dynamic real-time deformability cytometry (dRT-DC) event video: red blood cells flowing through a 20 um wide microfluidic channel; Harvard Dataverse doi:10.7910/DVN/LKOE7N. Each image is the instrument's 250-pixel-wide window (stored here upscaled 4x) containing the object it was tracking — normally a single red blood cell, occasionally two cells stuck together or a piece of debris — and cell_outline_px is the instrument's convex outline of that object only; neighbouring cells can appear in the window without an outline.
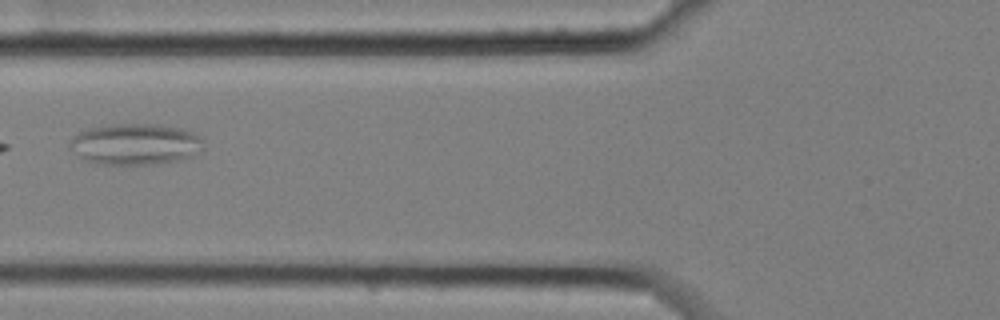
{"species": "common noctule bat (a hibernating species)", "species_latin": "Nyctalus noctula", "temperature_condition": "cold", "stored_images_in_passage": 11, "camera_frame_rate_fps": 3000, "um_per_image_px": 0.085, "animal": {"sex": "female", "body_mass_g": 25.1}, "frame": {"image": 1, "passage_image": 2, "time_ms": 0.333, "image_size_px": [1000, 320], "cell_outline_px": [[204, 152], [180, 160], [152, 164], [96, 164], [80, 156], [68, 148], [68, 140], [72, 136], [80, 132], [92, 128], [112, 124], [160, 124], [184, 128], [196, 132], [204, 140]], "centroid_in_image_um": [11.58, 12.24], "position_along_channel_um": 114.2, "area_um2": 32.66}}
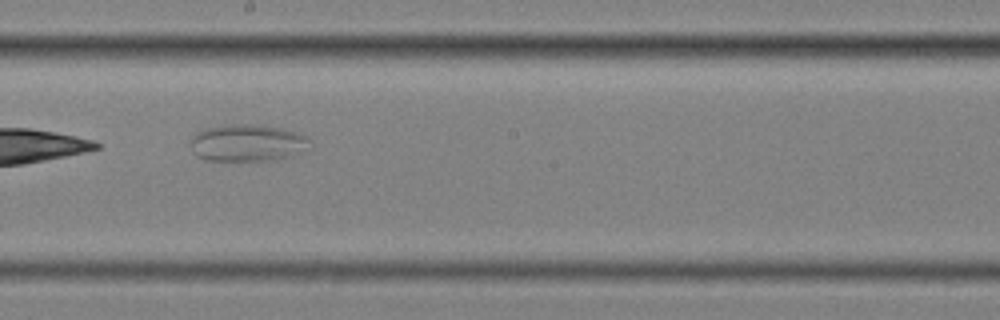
{"frame": {"image": 2, "passage_image": 5, "time_ms": 1.333, "image_size_px": [1000, 320], "cell_outline_px": [[308, 140], [292, 156], [272, 160], [204, 160], [196, 156], [192, 152], [188, 144], [192, 136], [196, 132], [204, 128], [232, 124], [260, 124], [280, 128], [296, 132], [308, 136]], "centroid_in_image_um": [20.88, 12.13], "position_along_channel_um": 227.3, "area_um2": 25.55}}
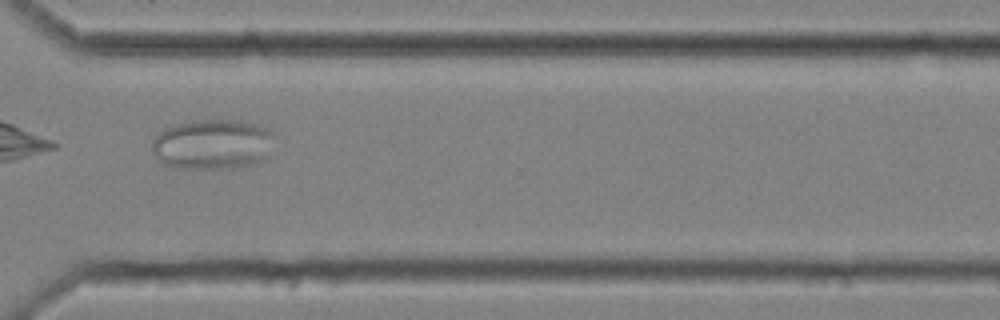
{"frame": {"image": 3, "passage_image": 8, "time_ms": 2.333, "image_size_px": [1000, 320], "cell_outline_px": [[272, 136], [268, 156], [248, 164], [232, 168], [176, 168], [164, 164], [156, 160], [152, 152], [152, 140], [164, 128], [172, 124], [184, 120], [240, 120], [256, 124], [272, 132]], "centroid_in_image_um": [17.96, 12.24], "position_along_channel_um": 352.6, "area_um2": 35.84}}